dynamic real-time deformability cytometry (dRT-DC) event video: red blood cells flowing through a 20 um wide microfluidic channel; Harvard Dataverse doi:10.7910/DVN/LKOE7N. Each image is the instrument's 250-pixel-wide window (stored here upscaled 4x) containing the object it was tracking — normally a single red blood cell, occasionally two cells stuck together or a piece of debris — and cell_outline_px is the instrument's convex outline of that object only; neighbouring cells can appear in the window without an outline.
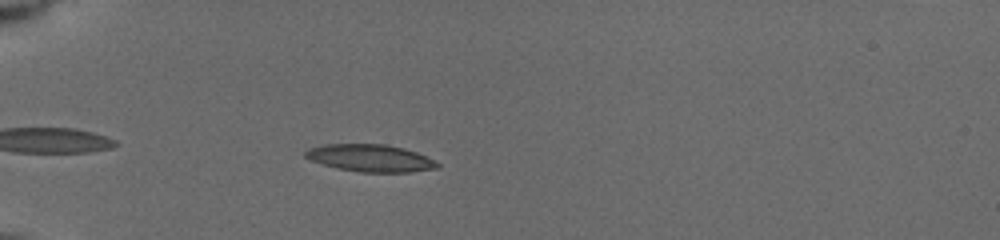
{"species": "common noctule bat (a hibernating species)", "species_latin": "Nyctalus noctula", "temperature_condition": "cold", "stored_images_in_passage": 47, "camera_frame_rate_fps": 3000, "um_per_image_px": 0.085, "animal": {"sex": "female", "body_mass_g": 19.5, "forearm_length_mm": 54.1}, "frame": {"image": 1, "passage_image": 14, "time_ms": 1.667, "image_size_px": [1000, 240], "cell_outline_px": [[440, 168], [408, 172], [360, 172], [336, 168], [312, 160], [304, 156], [304, 152], [308, 148], [324, 144], [384, 144], [404, 148], [416, 152], [440, 164]], "centroid_in_image_um": [31.47, 13.43], "position_along_channel_um": 53.5, "area_um2": 20.87}}
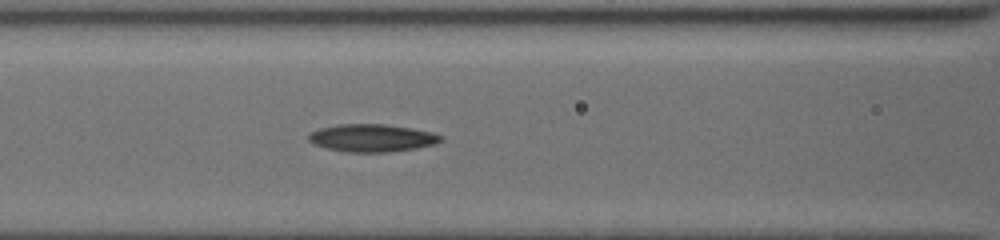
{"frame": {"image": 2, "passage_image": 37, "time_ms": 4.333, "image_size_px": [1000, 240], "cell_outline_px": [[444, 140], [436, 144], [416, 148], [388, 152], [348, 152], [328, 148], [312, 144], [308, 140], [308, 136], [312, 132], [320, 128], [336, 124], [384, 124], [412, 128], [432, 132], [444, 136]], "centroid_in_image_um": [31.65, 11.72], "position_along_channel_um": 134.9, "area_um2": 21.39}}
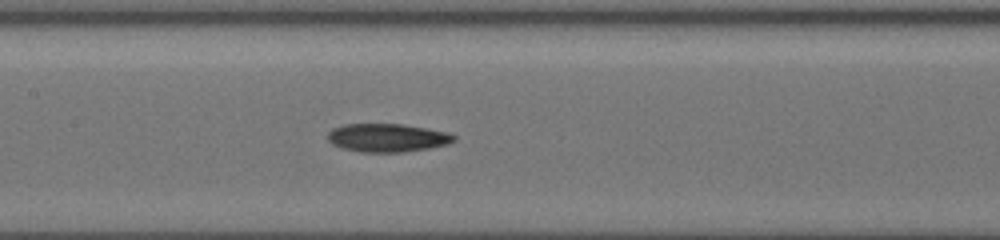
{"frame": {"image": 3, "passage_image": 46, "time_ms": 5.333, "image_size_px": [1000, 240], "cell_outline_px": [[456, 140], [448, 144], [428, 148], [404, 152], [360, 152], [340, 148], [332, 144], [328, 140], [328, 132], [332, 128], [344, 124], [400, 124], [448, 132], [456, 136]], "centroid_in_image_um": [32.89, 11.71], "position_along_channel_um": 174.5, "area_um2": 20.87}}